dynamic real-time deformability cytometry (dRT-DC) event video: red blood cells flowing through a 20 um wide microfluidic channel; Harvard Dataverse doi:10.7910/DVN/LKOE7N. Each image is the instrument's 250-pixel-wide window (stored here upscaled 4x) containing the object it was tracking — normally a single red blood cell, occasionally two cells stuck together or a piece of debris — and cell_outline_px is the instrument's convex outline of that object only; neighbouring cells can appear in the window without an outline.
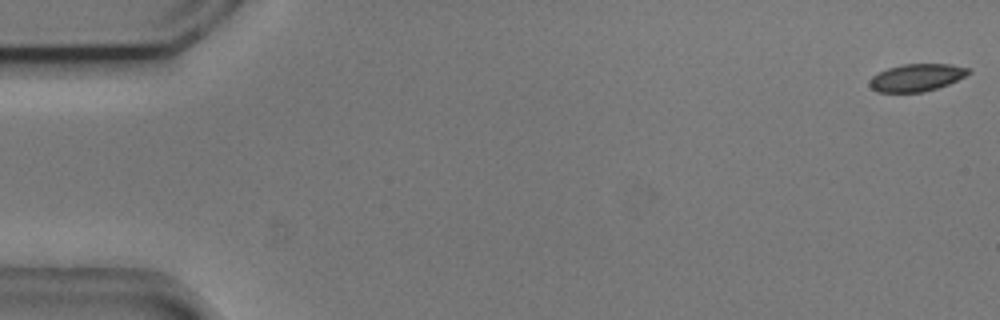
{"species": "common noctule bat (a hibernating species)", "species_latin": "Nyctalus noctula", "temperature_condition": "cold", "stored_images_in_passage": 13, "camera_frame_rate_fps": 3000, "um_per_image_px": 0.085, "animal": {"sex": "male", "body_mass_g": 20.5, "forearm_length_mm": 52.5}, "frame": {"image": 1, "passage_image": 1, "time_ms": 0.0, "image_size_px": [1000, 320], "cell_outline_px": [[972, 72], [948, 84], [936, 88], [920, 92], [876, 92], [868, 84], [872, 76], [888, 68], [904, 64], [952, 64], [972, 68]], "centroid_in_image_um": [77.93, 6.58], "position_along_channel_um": 7.1, "area_um2": 15.72}}